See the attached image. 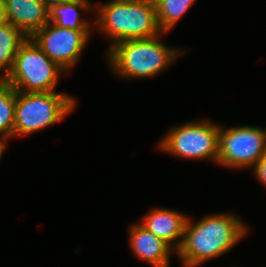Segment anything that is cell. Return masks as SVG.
I'll return each instance as SVG.
<instances>
[{"instance_id": "277c9868", "label": "cell", "mask_w": 266, "mask_h": 267, "mask_svg": "<svg viewBox=\"0 0 266 267\" xmlns=\"http://www.w3.org/2000/svg\"><path fill=\"white\" fill-rule=\"evenodd\" d=\"M77 100L58 92L16 91L14 137H25L43 130L73 112Z\"/></svg>"}, {"instance_id": "5b68a950", "label": "cell", "mask_w": 266, "mask_h": 267, "mask_svg": "<svg viewBox=\"0 0 266 267\" xmlns=\"http://www.w3.org/2000/svg\"><path fill=\"white\" fill-rule=\"evenodd\" d=\"M65 71L53 62L31 39L20 46L14 65L3 79L19 92H55Z\"/></svg>"}, {"instance_id": "9c48e42d", "label": "cell", "mask_w": 266, "mask_h": 267, "mask_svg": "<svg viewBox=\"0 0 266 267\" xmlns=\"http://www.w3.org/2000/svg\"><path fill=\"white\" fill-rule=\"evenodd\" d=\"M128 232L133 256L153 267L170 266V254L176 252L168 243L156 237L140 223L131 224Z\"/></svg>"}, {"instance_id": "9a60e30c", "label": "cell", "mask_w": 266, "mask_h": 267, "mask_svg": "<svg viewBox=\"0 0 266 267\" xmlns=\"http://www.w3.org/2000/svg\"><path fill=\"white\" fill-rule=\"evenodd\" d=\"M16 90L4 79L0 80V135L14 138Z\"/></svg>"}, {"instance_id": "2e32d148", "label": "cell", "mask_w": 266, "mask_h": 267, "mask_svg": "<svg viewBox=\"0 0 266 267\" xmlns=\"http://www.w3.org/2000/svg\"><path fill=\"white\" fill-rule=\"evenodd\" d=\"M253 172L262 185L266 187V152L263 156L257 161L255 166L252 168Z\"/></svg>"}, {"instance_id": "52a82bcc", "label": "cell", "mask_w": 266, "mask_h": 267, "mask_svg": "<svg viewBox=\"0 0 266 267\" xmlns=\"http://www.w3.org/2000/svg\"><path fill=\"white\" fill-rule=\"evenodd\" d=\"M266 152V129L252 125H220L217 164L228 169H252Z\"/></svg>"}, {"instance_id": "7a4b0ae2", "label": "cell", "mask_w": 266, "mask_h": 267, "mask_svg": "<svg viewBox=\"0 0 266 267\" xmlns=\"http://www.w3.org/2000/svg\"><path fill=\"white\" fill-rule=\"evenodd\" d=\"M163 34L113 45L105 55L111 71L128 80L147 79L162 73L185 54L184 49L166 46L160 38Z\"/></svg>"}, {"instance_id": "ac0fdd59", "label": "cell", "mask_w": 266, "mask_h": 267, "mask_svg": "<svg viewBox=\"0 0 266 267\" xmlns=\"http://www.w3.org/2000/svg\"><path fill=\"white\" fill-rule=\"evenodd\" d=\"M41 1H43L47 5V7L50 8L55 4H65L76 0H41Z\"/></svg>"}, {"instance_id": "8992f818", "label": "cell", "mask_w": 266, "mask_h": 267, "mask_svg": "<svg viewBox=\"0 0 266 267\" xmlns=\"http://www.w3.org/2000/svg\"><path fill=\"white\" fill-rule=\"evenodd\" d=\"M220 124L210 119L189 121L170 128L157 149L184 159H207L217 164Z\"/></svg>"}, {"instance_id": "4fadbf2b", "label": "cell", "mask_w": 266, "mask_h": 267, "mask_svg": "<svg viewBox=\"0 0 266 267\" xmlns=\"http://www.w3.org/2000/svg\"><path fill=\"white\" fill-rule=\"evenodd\" d=\"M27 37L13 24L0 26V74L5 77L14 65V59L20 46ZM3 73V74H2Z\"/></svg>"}, {"instance_id": "e0dca14e", "label": "cell", "mask_w": 266, "mask_h": 267, "mask_svg": "<svg viewBox=\"0 0 266 267\" xmlns=\"http://www.w3.org/2000/svg\"><path fill=\"white\" fill-rule=\"evenodd\" d=\"M8 23L6 16L5 3L3 0H0V26H3Z\"/></svg>"}, {"instance_id": "ffe728a7", "label": "cell", "mask_w": 266, "mask_h": 267, "mask_svg": "<svg viewBox=\"0 0 266 267\" xmlns=\"http://www.w3.org/2000/svg\"><path fill=\"white\" fill-rule=\"evenodd\" d=\"M131 1L135 2V3L149 4V5H152V6L156 7L160 0H131Z\"/></svg>"}, {"instance_id": "ba28073f", "label": "cell", "mask_w": 266, "mask_h": 267, "mask_svg": "<svg viewBox=\"0 0 266 267\" xmlns=\"http://www.w3.org/2000/svg\"><path fill=\"white\" fill-rule=\"evenodd\" d=\"M92 31L61 28L49 21L31 39L66 72L80 60Z\"/></svg>"}, {"instance_id": "30bf717a", "label": "cell", "mask_w": 266, "mask_h": 267, "mask_svg": "<svg viewBox=\"0 0 266 267\" xmlns=\"http://www.w3.org/2000/svg\"><path fill=\"white\" fill-rule=\"evenodd\" d=\"M188 217L177 210L157 207L143 216L140 224L168 243L176 252L182 243Z\"/></svg>"}, {"instance_id": "8fae6325", "label": "cell", "mask_w": 266, "mask_h": 267, "mask_svg": "<svg viewBox=\"0 0 266 267\" xmlns=\"http://www.w3.org/2000/svg\"><path fill=\"white\" fill-rule=\"evenodd\" d=\"M8 23L31 38L49 22V8L41 0H3Z\"/></svg>"}, {"instance_id": "5bb4252c", "label": "cell", "mask_w": 266, "mask_h": 267, "mask_svg": "<svg viewBox=\"0 0 266 267\" xmlns=\"http://www.w3.org/2000/svg\"><path fill=\"white\" fill-rule=\"evenodd\" d=\"M196 0H160L156 6L157 22L163 33L170 32Z\"/></svg>"}, {"instance_id": "6da1fadb", "label": "cell", "mask_w": 266, "mask_h": 267, "mask_svg": "<svg viewBox=\"0 0 266 267\" xmlns=\"http://www.w3.org/2000/svg\"><path fill=\"white\" fill-rule=\"evenodd\" d=\"M249 226L235 213L208 214L194 222L188 217L183 239L175 254L183 267H199L218 258L249 233Z\"/></svg>"}, {"instance_id": "7c38bea8", "label": "cell", "mask_w": 266, "mask_h": 267, "mask_svg": "<svg viewBox=\"0 0 266 267\" xmlns=\"http://www.w3.org/2000/svg\"><path fill=\"white\" fill-rule=\"evenodd\" d=\"M79 11L91 13V11H94V4L91 3V0H76L65 4H55L49 8V21L61 28L66 27L73 30L94 29V25L87 18L81 19Z\"/></svg>"}, {"instance_id": "3957f363", "label": "cell", "mask_w": 266, "mask_h": 267, "mask_svg": "<svg viewBox=\"0 0 266 267\" xmlns=\"http://www.w3.org/2000/svg\"><path fill=\"white\" fill-rule=\"evenodd\" d=\"M96 11V13H95ZM95 30L111 40L107 51L120 41L145 39L161 34L156 7L131 0H111L94 6Z\"/></svg>"}, {"instance_id": "d6986e66", "label": "cell", "mask_w": 266, "mask_h": 267, "mask_svg": "<svg viewBox=\"0 0 266 267\" xmlns=\"http://www.w3.org/2000/svg\"><path fill=\"white\" fill-rule=\"evenodd\" d=\"M8 139H10V138L0 135V160L2 158L5 147L7 146L6 142L9 141Z\"/></svg>"}]
</instances>
